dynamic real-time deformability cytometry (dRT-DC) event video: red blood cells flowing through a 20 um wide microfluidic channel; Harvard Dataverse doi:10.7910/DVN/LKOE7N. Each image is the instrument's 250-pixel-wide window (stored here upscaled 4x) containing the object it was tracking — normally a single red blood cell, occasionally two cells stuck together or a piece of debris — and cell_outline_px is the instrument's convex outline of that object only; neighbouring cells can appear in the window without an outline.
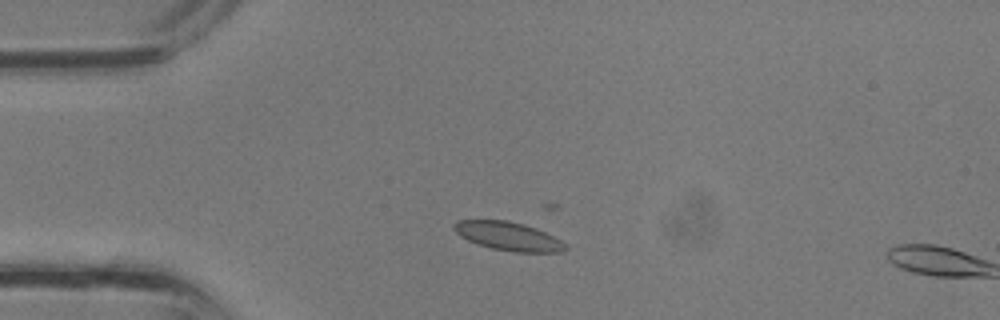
{"species": "common noctule bat (a hibernating species)", "species_latin": "Nyctalus noctula", "temperature_condition": "room temperature", "stored_images_in_passage": 5, "camera_frame_rate_fps": 3000, "um_per_image_px": 0.085, "animal": {"sex": "male", "body_mass_g": 13.3}, "frame": {"image": 1, "passage_image": 4, "time_ms": 1.0, "image_size_px": [1000, 320], "cell_outline_px": [[568, 248], [560, 252], [516, 252], [492, 248], [476, 244], [460, 236], [452, 228], [452, 224], [456, 220], [508, 220], [524, 224], [536, 228], [560, 240]], "centroid_in_image_um": [43.15, 20.06], "position_along_channel_um": 41.8, "area_um2": 18.5}}